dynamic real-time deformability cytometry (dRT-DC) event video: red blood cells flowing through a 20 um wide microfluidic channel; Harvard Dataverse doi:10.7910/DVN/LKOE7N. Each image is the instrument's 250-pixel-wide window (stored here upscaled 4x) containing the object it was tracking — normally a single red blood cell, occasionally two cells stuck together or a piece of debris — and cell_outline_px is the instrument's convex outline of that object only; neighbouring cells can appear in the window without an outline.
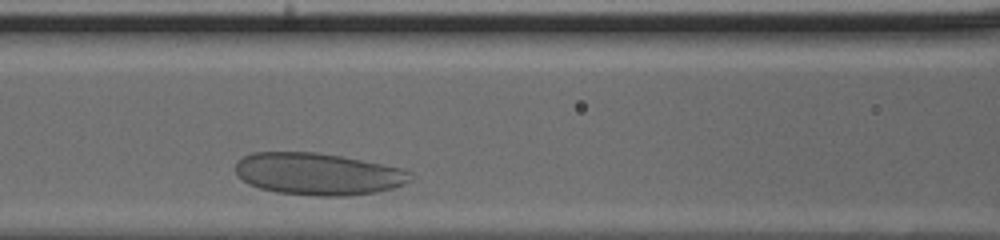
{"species": "human", "species_latin": "Homo sapiens", "temperature_condition": "cold", "stored_images_in_passage": 23, "camera_frame_rate_fps": 3000, "um_per_image_px": 0.085, "donor": {"sex": "male"}, "frame": {"image": 1, "passage_image": 6, "time_ms": 1.667, "image_size_px": [1000, 240], "cell_outline_px": [[416, 176], [412, 180], [404, 184], [392, 188], [376, 192], [344, 196], [316, 196], [276, 192], [260, 188], [248, 184], [236, 172], [236, 164], [244, 156], [252, 152], [316, 152], [340, 156], [400, 168]], "centroid_in_image_um": [27.04, 14.79], "position_along_channel_um": 139.6, "area_um2": 42.6}}
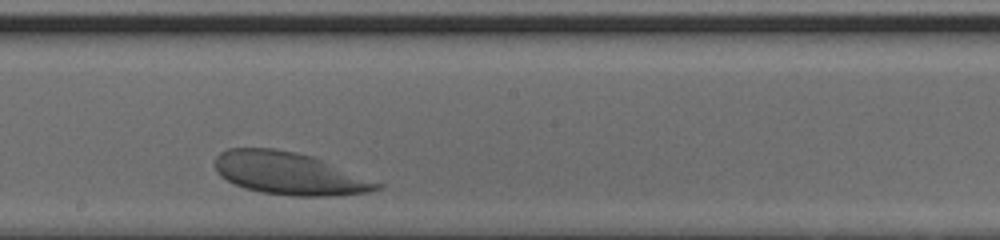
{"frame": {"image": 2, "passage_image": 12, "time_ms": 3.667, "image_size_px": [1000, 240], "cell_outline_px": [[384, 184], [380, 188], [368, 192], [328, 196], [292, 196], [264, 192], [244, 188], [220, 176], [216, 172], [216, 156], [220, 152], [228, 148], [272, 148], [296, 152], [312, 156]], "centroid_in_image_um": [24.57, 14.74], "position_along_channel_um": 223.6, "area_um2": 39.77}}
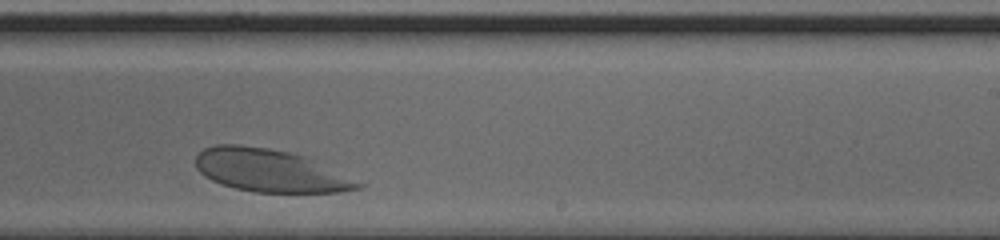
{"frame": {"image": 3, "passage_image": 15, "time_ms": 4.667, "image_size_px": [1000, 240], "cell_outline_px": [[364, 184], [360, 188], [340, 192], [252, 192], [220, 184], [204, 176], [196, 168], [196, 156], [204, 148], [216, 144], [240, 144], [268, 148], [288, 152], [300, 156]], "centroid_in_image_um": [22.83, 14.5], "position_along_channel_um": 266.2, "area_um2": 39.54}}